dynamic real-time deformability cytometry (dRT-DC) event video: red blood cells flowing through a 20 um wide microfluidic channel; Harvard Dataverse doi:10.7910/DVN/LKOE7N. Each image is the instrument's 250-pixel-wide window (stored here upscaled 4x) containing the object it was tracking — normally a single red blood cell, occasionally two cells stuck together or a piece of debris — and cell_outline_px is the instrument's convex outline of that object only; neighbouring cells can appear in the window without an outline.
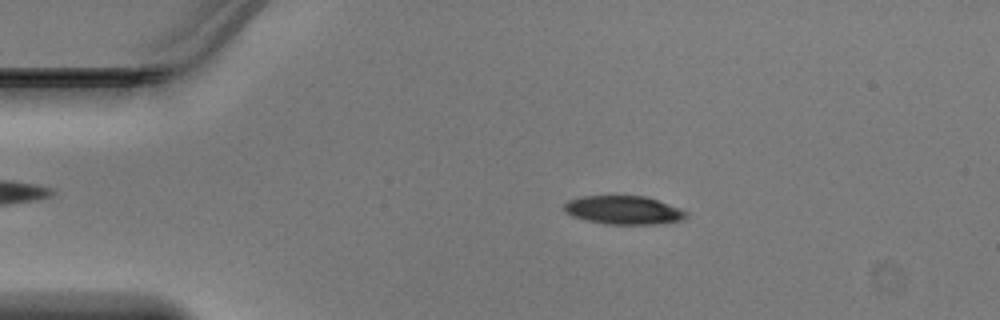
{"species": "Egyptian fruit bat (a non-hibernating species)", "species_latin": "Rousettus aegyptiacus", "temperature_condition": "warm", "stored_images_in_passage": 47, "camera_frame_rate_fps": 3000, "um_per_image_px": 0.085, "animal": {"sex": "male"}, "frame": {"image": 1, "passage_image": 9, "time_ms": 2.667, "image_size_px": [1000, 320], "cell_outline_px": [[688, 216], [684, 220], [656, 224], [608, 224], [588, 220], [572, 216], [564, 212], [564, 204], [568, 200], [580, 196], [644, 196], [680, 208], [688, 212]], "centroid_in_image_um": [53.01, 17.86], "position_along_channel_um": 32.0, "area_um2": 20.23}}
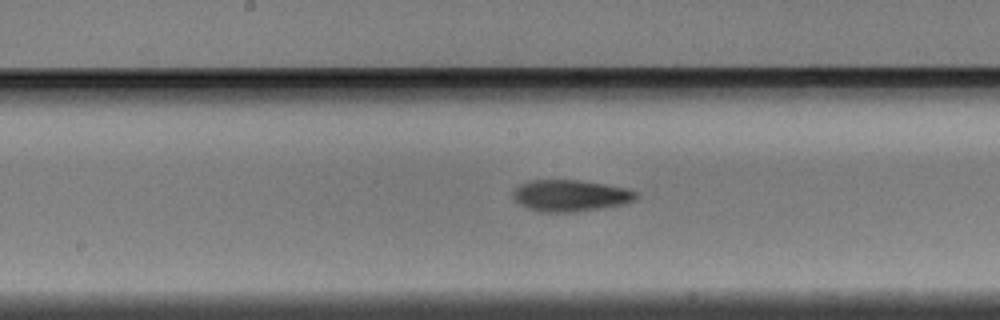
{"frame": {"image": 2, "passage_image": 24, "time_ms": 7.667, "image_size_px": [1000, 320], "cell_outline_px": [[640, 196], [636, 200], [624, 204], [600, 208], [572, 212], [540, 212], [528, 208], [520, 204], [512, 196], [512, 192], [520, 184], [532, 180], [580, 180], [628, 188], [636, 192]], "centroid_in_image_um": [48.51, 16.62], "position_along_channel_um": 199.7, "area_um2": 22.66}}
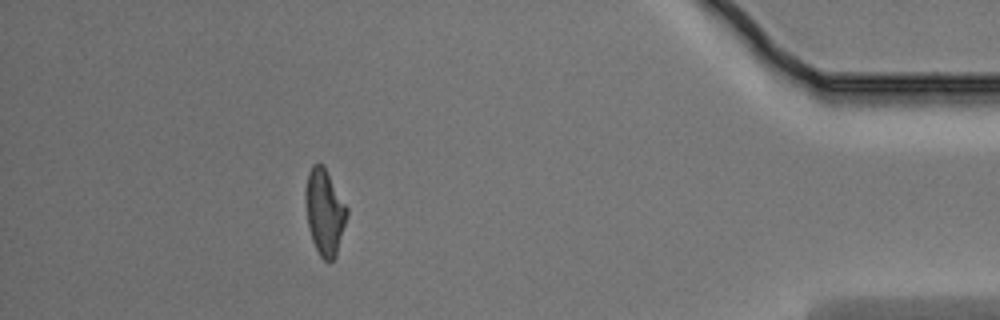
{"frame": {"image": 3, "passage_image": 42, "time_ms": 13.667, "image_size_px": [1000, 320], "cell_outline_px": [[348, 216], [336, 256], [332, 260], [324, 260], [320, 256], [312, 240], [308, 224], [304, 200], [304, 192], [308, 172], [312, 164], [320, 164], [324, 168], [348, 208]], "centroid_in_image_um": [27.58, 18.03], "position_along_channel_um": 407.6, "area_um2": 20.58}}